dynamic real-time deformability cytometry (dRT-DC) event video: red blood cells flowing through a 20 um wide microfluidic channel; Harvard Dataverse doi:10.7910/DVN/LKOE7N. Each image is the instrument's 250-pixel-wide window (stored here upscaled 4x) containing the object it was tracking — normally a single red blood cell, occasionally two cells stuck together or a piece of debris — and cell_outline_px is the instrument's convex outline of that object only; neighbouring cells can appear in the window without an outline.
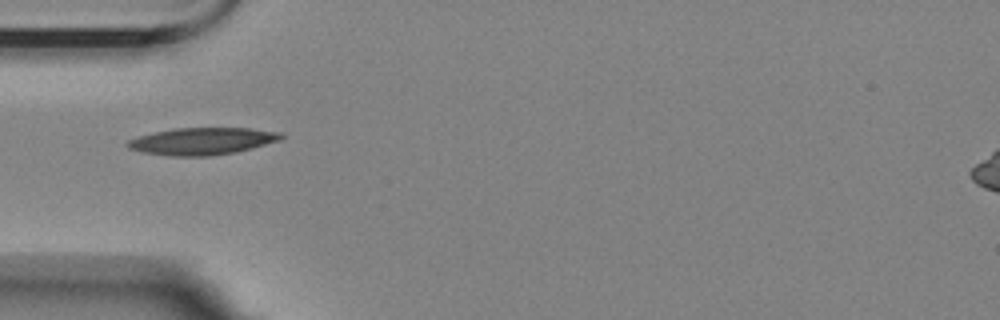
{"species": "Egyptian fruit bat (a non-hibernating species)", "species_latin": "Rousettus aegyptiacus", "temperature_condition": "room temperature", "stored_images_in_passage": 14, "camera_frame_rate_fps": 3000, "um_per_image_px": 0.085, "animal": {"sex": "female"}, "frame": {"image": 1, "passage_image": 1, "time_ms": 0.0, "image_size_px": [1000, 320], "cell_outline_px": [[284, 136], [280, 140], [252, 148], [236, 152], [208, 156], [172, 156], [144, 152], [128, 148], [124, 144], [128, 140], [140, 136], [172, 128], [248, 128], [280, 132]], "centroid_in_image_um": [17.19, 12.0], "position_along_channel_um": 67.8, "area_um2": 24.1}}
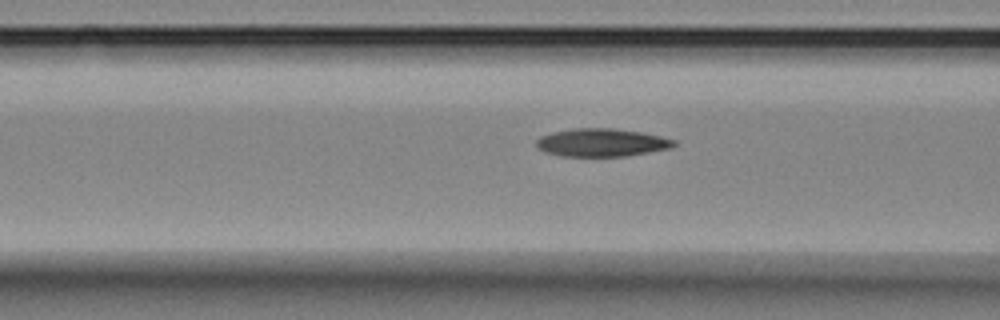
{"frame": {"image": 2, "passage_image": 5, "time_ms": 1.333, "image_size_px": [1000, 320], "cell_outline_px": [[676, 144], [672, 148], [624, 156], [560, 156], [544, 152], [536, 148], [536, 140], [540, 136], [552, 132], [572, 128], [612, 128], [640, 132], [660, 136], [676, 140]], "centroid_in_image_um": [51.1, 12.11], "position_along_channel_um": 115.5, "area_um2": 22.54}}
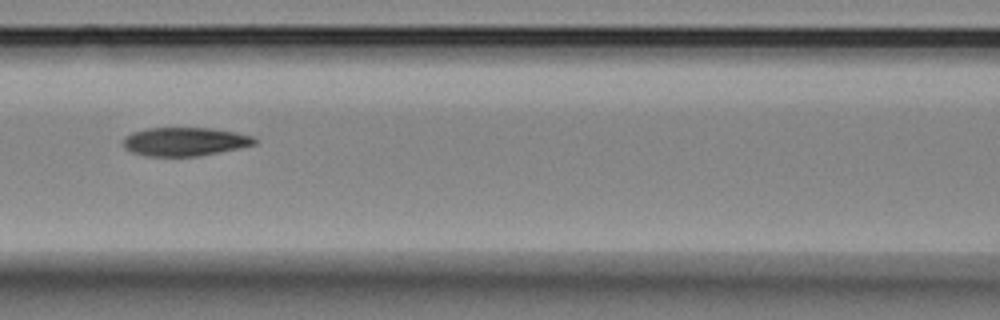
{"frame": {"image": 3, "passage_image": 8, "time_ms": 2.333, "image_size_px": [1000, 320], "cell_outline_px": [[256, 144], [196, 156], [148, 156], [132, 152], [124, 148], [124, 136], [132, 132], [148, 128], [208, 128], [236, 132], [252, 136], [256, 140]], "centroid_in_image_um": [15.66, 12.03], "position_along_channel_um": 150.9, "area_um2": 21.56}}